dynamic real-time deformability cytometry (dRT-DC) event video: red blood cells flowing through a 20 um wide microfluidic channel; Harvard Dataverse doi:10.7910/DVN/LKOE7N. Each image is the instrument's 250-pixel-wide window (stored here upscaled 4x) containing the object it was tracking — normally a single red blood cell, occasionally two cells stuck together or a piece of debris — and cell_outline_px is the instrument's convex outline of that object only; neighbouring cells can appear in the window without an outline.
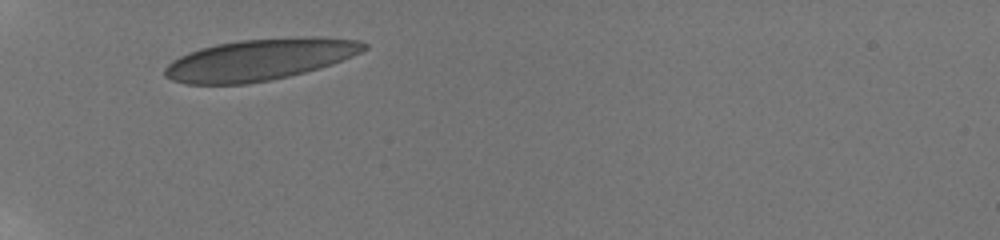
{"species": "human", "species_latin": "Homo sapiens", "temperature_condition": "room temperature", "stored_images_in_passage": 28, "camera_frame_rate_fps": 3000, "um_per_image_px": 0.085, "donor": {"sex": "male"}, "frame": {"image": 1, "passage_image": 1, "time_ms": 0.0, "image_size_px": [1000, 240], "cell_outline_px": [[368, 48], [352, 56], [332, 64], [320, 68], [288, 76], [248, 84], [184, 84], [172, 80], [164, 76], [164, 68], [172, 60], [188, 52], [200, 48], [216, 44], [240, 40], [304, 36], [312, 36], [360, 40], [368, 44]], "centroid_in_image_um": [22.07, 5.06], "position_along_channel_um": 62.9, "area_um2": 48.26}}
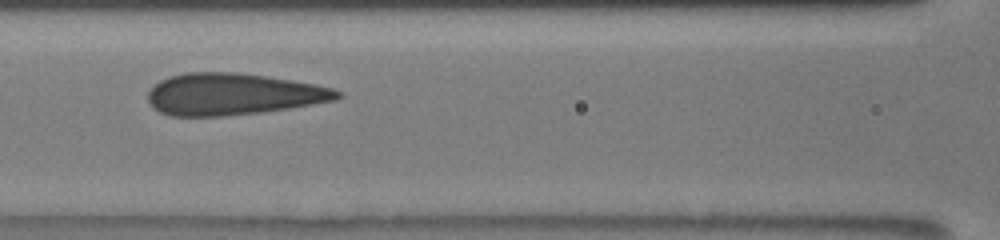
{"frame": {"image": 2, "passage_image": 10, "time_ms": 2.667, "image_size_px": [1000, 240], "cell_outline_px": [[344, 96], [336, 100], [288, 108], [260, 112], [220, 116], [172, 116], [160, 112], [152, 108], [148, 100], [148, 92], [160, 80], [184, 72], [236, 72], [292, 80], [332, 88], [340, 92]], "centroid_in_image_um": [19.78, 8.0], "position_along_channel_um": 146.8, "area_um2": 45.78}}
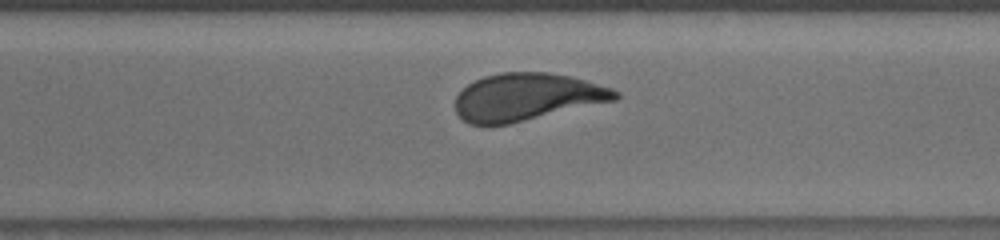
{"frame": {"image": 3, "passage_image": 24, "time_ms": 7.333, "image_size_px": [1000, 240], "cell_outline_px": [[620, 96], [616, 100], [508, 124], [468, 124], [456, 112], [456, 96], [468, 84], [484, 76], [500, 72], [548, 72], [572, 76], [612, 88], [620, 92]], "centroid_in_image_um": [44.8, 8.23], "position_along_channel_um": 325.8, "area_um2": 43.99}}